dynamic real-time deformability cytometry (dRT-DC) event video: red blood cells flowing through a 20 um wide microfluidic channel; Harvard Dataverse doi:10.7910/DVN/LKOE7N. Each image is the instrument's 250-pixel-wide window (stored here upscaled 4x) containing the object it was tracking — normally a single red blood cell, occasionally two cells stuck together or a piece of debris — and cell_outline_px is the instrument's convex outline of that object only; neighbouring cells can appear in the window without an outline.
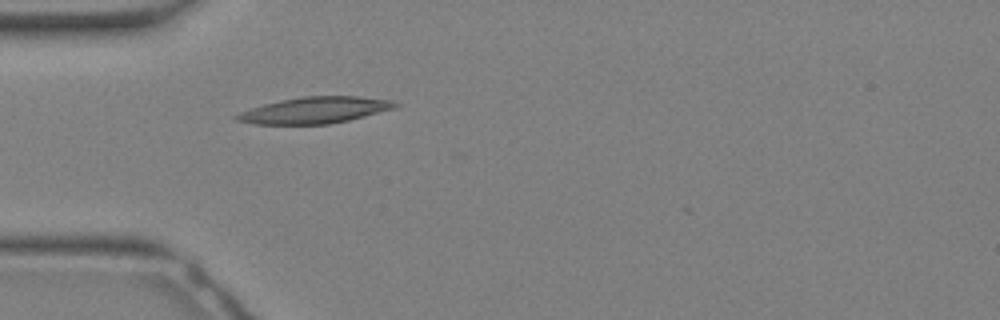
{"species": "Egyptian fruit bat (a non-hibernating species)", "species_latin": "Rousettus aegyptiacus", "temperature_condition": "warm", "stored_images_in_passage": 16, "camera_frame_rate_fps": 3000, "um_per_image_px": 0.085, "animal": {"sex": "female"}, "frame": {"image": 1, "passage_image": 10, "time_ms": 3.0, "image_size_px": [1000, 320], "cell_outline_px": [[400, 104], [396, 108], [348, 120], [328, 124], [252, 124], [236, 120], [232, 116], [240, 112], [264, 104], [280, 100], [304, 96], [360, 96], [392, 100]], "centroid_in_image_um": [26.76, 9.36], "position_along_channel_um": 58.2, "area_um2": 24.33}}
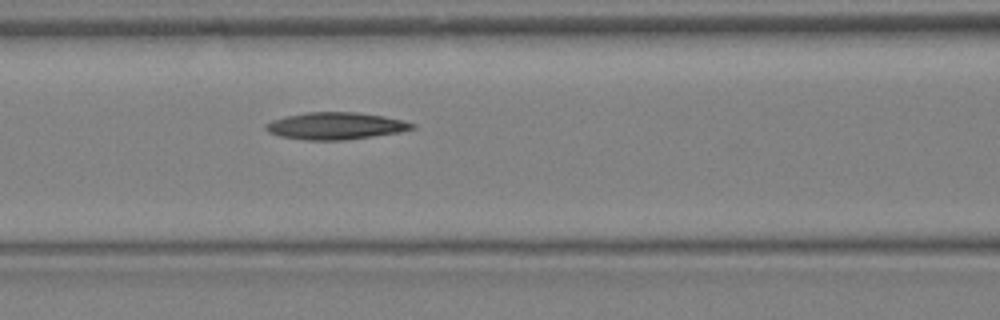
{"frame": {"image": 2, "passage_image": 14, "time_ms": 4.333, "image_size_px": [1000, 320], "cell_outline_px": [[416, 128], [400, 132], [344, 140], [308, 140], [280, 136], [268, 132], [264, 128], [264, 124], [272, 120], [288, 116], [308, 112], [356, 112], [384, 116], [416, 124]], "centroid_in_image_um": [28.52, 10.7], "position_along_channel_um": 138.1, "area_um2": 22.95}}
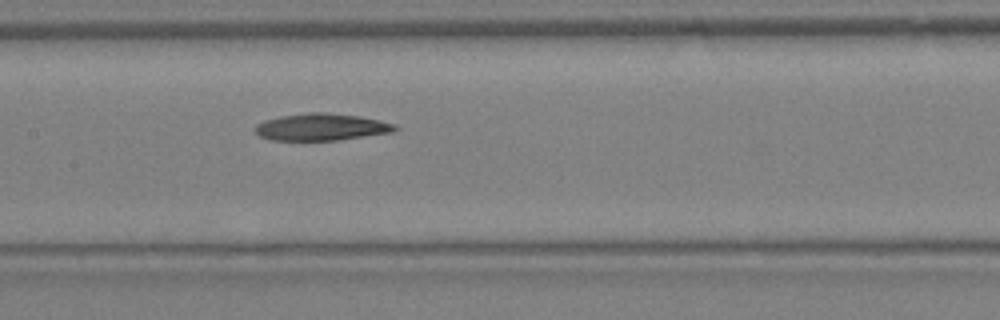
{"frame": {"image": 3, "passage_image": 16, "time_ms": 5.0, "image_size_px": [1000, 320], "cell_outline_px": [[400, 128], [392, 132], [336, 140], [268, 140], [260, 136], [256, 132], [256, 124], [264, 120], [280, 116], [312, 112], [328, 112], [360, 116], [396, 124]], "centroid_in_image_um": [27.32, 10.79], "position_along_channel_um": 180.1, "area_um2": 21.96}}